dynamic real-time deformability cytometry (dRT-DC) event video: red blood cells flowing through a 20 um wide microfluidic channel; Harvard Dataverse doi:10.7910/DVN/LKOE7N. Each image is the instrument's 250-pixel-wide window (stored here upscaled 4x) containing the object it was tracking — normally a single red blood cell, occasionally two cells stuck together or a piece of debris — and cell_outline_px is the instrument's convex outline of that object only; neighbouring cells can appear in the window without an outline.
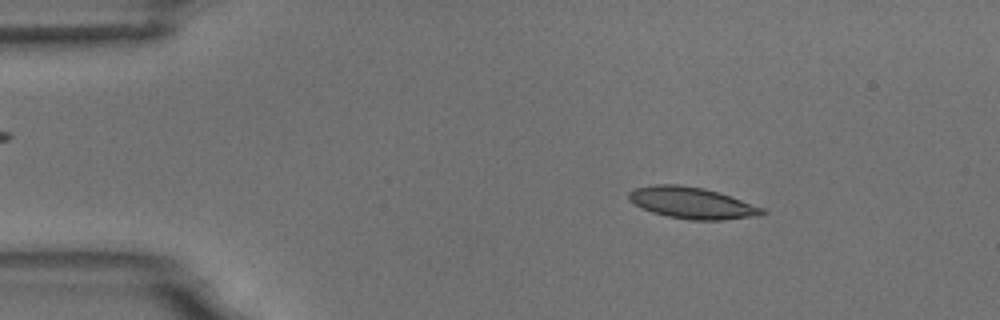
{"species": "common noctule bat (a hibernating species)", "species_latin": "Nyctalus noctula", "temperature_condition": "room temperature", "stored_images_in_passage": 5, "camera_frame_rate_fps": 3000, "um_per_image_px": 0.085, "animal": {"sex": "male", "body_mass_g": 18.8}, "frame": {"image": 1, "passage_image": 3, "time_ms": 2.333, "image_size_px": [1000, 320], "cell_outline_px": [[768, 212], [764, 216], [724, 220], [688, 220], [668, 216], [652, 212], [628, 200], [628, 192], [636, 188], [656, 184], [680, 184], [704, 188], [764, 208]], "centroid_in_image_um": [58.85, 17.26], "position_along_channel_um": 26.1, "area_um2": 24.45}}